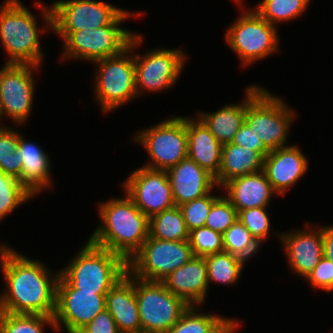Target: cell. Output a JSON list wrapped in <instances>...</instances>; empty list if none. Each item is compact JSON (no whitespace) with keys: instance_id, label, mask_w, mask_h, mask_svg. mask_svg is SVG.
<instances>
[{"instance_id":"obj_36","label":"cell","mask_w":333,"mask_h":333,"mask_svg":"<svg viewBox=\"0 0 333 333\" xmlns=\"http://www.w3.org/2000/svg\"><path fill=\"white\" fill-rule=\"evenodd\" d=\"M211 193L179 206L189 232L205 225L212 204L219 198Z\"/></svg>"},{"instance_id":"obj_27","label":"cell","mask_w":333,"mask_h":333,"mask_svg":"<svg viewBox=\"0 0 333 333\" xmlns=\"http://www.w3.org/2000/svg\"><path fill=\"white\" fill-rule=\"evenodd\" d=\"M200 306H189L166 333H224L236 320L199 313Z\"/></svg>"},{"instance_id":"obj_24","label":"cell","mask_w":333,"mask_h":333,"mask_svg":"<svg viewBox=\"0 0 333 333\" xmlns=\"http://www.w3.org/2000/svg\"><path fill=\"white\" fill-rule=\"evenodd\" d=\"M263 89L258 85L247 86L245 99L239 104H229L216 112L198 113V119L222 144L230 143L240 126L244 123L247 104Z\"/></svg>"},{"instance_id":"obj_20","label":"cell","mask_w":333,"mask_h":333,"mask_svg":"<svg viewBox=\"0 0 333 333\" xmlns=\"http://www.w3.org/2000/svg\"><path fill=\"white\" fill-rule=\"evenodd\" d=\"M161 282L172 294L181 297L189 306L202 305L209 287L205 257L194 256Z\"/></svg>"},{"instance_id":"obj_10","label":"cell","mask_w":333,"mask_h":333,"mask_svg":"<svg viewBox=\"0 0 333 333\" xmlns=\"http://www.w3.org/2000/svg\"><path fill=\"white\" fill-rule=\"evenodd\" d=\"M193 257L189 240L170 241L149 236L127 262V271L142 280L161 282Z\"/></svg>"},{"instance_id":"obj_12","label":"cell","mask_w":333,"mask_h":333,"mask_svg":"<svg viewBox=\"0 0 333 333\" xmlns=\"http://www.w3.org/2000/svg\"><path fill=\"white\" fill-rule=\"evenodd\" d=\"M108 292H87L75 289L61 274L56 286L54 322L56 331L78 333L105 307ZM62 324V325H61Z\"/></svg>"},{"instance_id":"obj_41","label":"cell","mask_w":333,"mask_h":333,"mask_svg":"<svg viewBox=\"0 0 333 333\" xmlns=\"http://www.w3.org/2000/svg\"><path fill=\"white\" fill-rule=\"evenodd\" d=\"M78 333H120L114 318L107 309L100 312Z\"/></svg>"},{"instance_id":"obj_23","label":"cell","mask_w":333,"mask_h":333,"mask_svg":"<svg viewBox=\"0 0 333 333\" xmlns=\"http://www.w3.org/2000/svg\"><path fill=\"white\" fill-rule=\"evenodd\" d=\"M22 158L20 184L33 196L51 185V161L48 154L37 144L25 140L19 133L15 151Z\"/></svg>"},{"instance_id":"obj_43","label":"cell","mask_w":333,"mask_h":333,"mask_svg":"<svg viewBox=\"0 0 333 333\" xmlns=\"http://www.w3.org/2000/svg\"><path fill=\"white\" fill-rule=\"evenodd\" d=\"M239 326V322L235 321L224 333H234Z\"/></svg>"},{"instance_id":"obj_17","label":"cell","mask_w":333,"mask_h":333,"mask_svg":"<svg viewBox=\"0 0 333 333\" xmlns=\"http://www.w3.org/2000/svg\"><path fill=\"white\" fill-rule=\"evenodd\" d=\"M308 169V159L295 145L271 150L264 158L263 172L278 195L286 196Z\"/></svg>"},{"instance_id":"obj_21","label":"cell","mask_w":333,"mask_h":333,"mask_svg":"<svg viewBox=\"0 0 333 333\" xmlns=\"http://www.w3.org/2000/svg\"><path fill=\"white\" fill-rule=\"evenodd\" d=\"M105 307L120 333H142L135 295V277L128 271L106 294Z\"/></svg>"},{"instance_id":"obj_8","label":"cell","mask_w":333,"mask_h":333,"mask_svg":"<svg viewBox=\"0 0 333 333\" xmlns=\"http://www.w3.org/2000/svg\"><path fill=\"white\" fill-rule=\"evenodd\" d=\"M295 119L285 101L263 88L246 106L244 123L271 151L286 144Z\"/></svg>"},{"instance_id":"obj_42","label":"cell","mask_w":333,"mask_h":333,"mask_svg":"<svg viewBox=\"0 0 333 333\" xmlns=\"http://www.w3.org/2000/svg\"><path fill=\"white\" fill-rule=\"evenodd\" d=\"M323 256L333 262V224L322 227Z\"/></svg>"},{"instance_id":"obj_4","label":"cell","mask_w":333,"mask_h":333,"mask_svg":"<svg viewBox=\"0 0 333 333\" xmlns=\"http://www.w3.org/2000/svg\"><path fill=\"white\" fill-rule=\"evenodd\" d=\"M75 258L59 272L75 288L108 292L127 272V262L118 254L87 240Z\"/></svg>"},{"instance_id":"obj_13","label":"cell","mask_w":333,"mask_h":333,"mask_svg":"<svg viewBox=\"0 0 333 333\" xmlns=\"http://www.w3.org/2000/svg\"><path fill=\"white\" fill-rule=\"evenodd\" d=\"M185 61L183 49L158 48L144 53V56L134 54L137 95L140 96L142 90L160 92L174 86Z\"/></svg>"},{"instance_id":"obj_30","label":"cell","mask_w":333,"mask_h":333,"mask_svg":"<svg viewBox=\"0 0 333 333\" xmlns=\"http://www.w3.org/2000/svg\"><path fill=\"white\" fill-rule=\"evenodd\" d=\"M312 0H262L253 8L271 25L301 17Z\"/></svg>"},{"instance_id":"obj_18","label":"cell","mask_w":333,"mask_h":333,"mask_svg":"<svg viewBox=\"0 0 333 333\" xmlns=\"http://www.w3.org/2000/svg\"><path fill=\"white\" fill-rule=\"evenodd\" d=\"M311 229L304 231L295 229L283 234L278 232L290 269L305 279L323 257L322 227Z\"/></svg>"},{"instance_id":"obj_6","label":"cell","mask_w":333,"mask_h":333,"mask_svg":"<svg viewBox=\"0 0 333 333\" xmlns=\"http://www.w3.org/2000/svg\"><path fill=\"white\" fill-rule=\"evenodd\" d=\"M137 14L124 10L110 25L74 32H55L64 41L63 59L95 62L122 53L129 47L135 33L119 25Z\"/></svg>"},{"instance_id":"obj_39","label":"cell","mask_w":333,"mask_h":333,"mask_svg":"<svg viewBox=\"0 0 333 333\" xmlns=\"http://www.w3.org/2000/svg\"><path fill=\"white\" fill-rule=\"evenodd\" d=\"M305 280L314 288L333 291V262L323 256Z\"/></svg>"},{"instance_id":"obj_35","label":"cell","mask_w":333,"mask_h":333,"mask_svg":"<svg viewBox=\"0 0 333 333\" xmlns=\"http://www.w3.org/2000/svg\"><path fill=\"white\" fill-rule=\"evenodd\" d=\"M189 241L196 257L223 252V235L203 226L189 232Z\"/></svg>"},{"instance_id":"obj_7","label":"cell","mask_w":333,"mask_h":333,"mask_svg":"<svg viewBox=\"0 0 333 333\" xmlns=\"http://www.w3.org/2000/svg\"><path fill=\"white\" fill-rule=\"evenodd\" d=\"M244 11L225 34L227 44L240 58L242 67L279 51L278 27L271 25L252 8Z\"/></svg>"},{"instance_id":"obj_34","label":"cell","mask_w":333,"mask_h":333,"mask_svg":"<svg viewBox=\"0 0 333 333\" xmlns=\"http://www.w3.org/2000/svg\"><path fill=\"white\" fill-rule=\"evenodd\" d=\"M32 198L17 178L0 171V221Z\"/></svg>"},{"instance_id":"obj_31","label":"cell","mask_w":333,"mask_h":333,"mask_svg":"<svg viewBox=\"0 0 333 333\" xmlns=\"http://www.w3.org/2000/svg\"><path fill=\"white\" fill-rule=\"evenodd\" d=\"M261 244L238 219L223 233V250L248 261Z\"/></svg>"},{"instance_id":"obj_29","label":"cell","mask_w":333,"mask_h":333,"mask_svg":"<svg viewBox=\"0 0 333 333\" xmlns=\"http://www.w3.org/2000/svg\"><path fill=\"white\" fill-rule=\"evenodd\" d=\"M208 283L233 285L242 274L245 261L228 252H220L205 257ZM211 281V282H210Z\"/></svg>"},{"instance_id":"obj_15","label":"cell","mask_w":333,"mask_h":333,"mask_svg":"<svg viewBox=\"0 0 333 333\" xmlns=\"http://www.w3.org/2000/svg\"><path fill=\"white\" fill-rule=\"evenodd\" d=\"M51 8L53 32L101 28L110 25L124 11L97 0H58Z\"/></svg>"},{"instance_id":"obj_37","label":"cell","mask_w":333,"mask_h":333,"mask_svg":"<svg viewBox=\"0 0 333 333\" xmlns=\"http://www.w3.org/2000/svg\"><path fill=\"white\" fill-rule=\"evenodd\" d=\"M237 217V210L223 195L212 204L204 226L223 235V233L237 220Z\"/></svg>"},{"instance_id":"obj_33","label":"cell","mask_w":333,"mask_h":333,"mask_svg":"<svg viewBox=\"0 0 333 333\" xmlns=\"http://www.w3.org/2000/svg\"><path fill=\"white\" fill-rule=\"evenodd\" d=\"M18 140V131L0 126V171L21 181L22 158L15 152Z\"/></svg>"},{"instance_id":"obj_26","label":"cell","mask_w":333,"mask_h":333,"mask_svg":"<svg viewBox=\"0 0 333 333\" xmlns=\"http://www.w3.org/2000/svg\"><path fill=\"white\" fill-rule=\"evenodd\" d=\"M264 157L257 151L233 143L222 147L221 165L215 182L222 187L229 180L263 170Z\"/></svg>"},{"instance_id":"obj_32","label":"cell","mask_w":333,"mask_h":333,"mask_svg":"<svg viewBox=\"0 0 333 333\" xmlns=\"http://www.w3.org/2000/svg\"><path fill=\"white\" fill-rule=\"evenodd\" d=\"M45 325L56 331L53 316L0 311V333H44Z\"/></svg>"},{"instance_id":"obj_44","label":"cell","mask_w":333,"mask_h":333,"mask_svg":"<svg viewBox=\"0 0 333 333\" xmlns=\"http://www.w3.org/2000/svg\"><path fill=\"white\" fill-rule=\"evenodd\" d=\"M238 5L242 3V0H234Z\"/></svg>"},{"instance_id":"obj_19","label":"cell","mask_w":333,"mask_h":333,"mask_svg":"<svg viewBox=\"0 0 333 333\" xmlns=\"http://www.w3.org/2000/svg\"><path fill=\"white\" fill-rule=\"evenodd\" d=\"M166 172L176 206L200 198L218 187L215 177L188 156Z\"/></svg>"},{"instance_id":"obj_28","label":"cell","mask_w":333,"mask_h":333,"mask_svg":"<svg viewBox=\"0 0 333 333\" xmlns=\"http://www.w3.org/2000/svg\"><path fill=\"white\" fill-rule=\"evenodd\" d=\"M149 236L160 240H189V231L180 207L174 206L152 216L149 223Z\"/></svg>"},{"instance_id":"obj_5","label":"cell","mask_w":333,"mask_h":333,"mask_svg":"<svg viewBox=\"0 0 333 333\" xmlns=\"http://www.w3.org/2000/svg\"><path fill=\"white\" fill-rule=\"evenodd\" d=\"M142 36L135 34L119 55L95 61V99L103 112H111L117 107L137 98L134 50L142 43Z\"/></svg>"},{"instance_id":"obj_25","label":"cell","mask_w":333,"mask_h":333,"mask_svg":"<svg viewBox=\"0 0 333 333\" xmlns=\"http://www.w3.org/2000/svg\"><path fill=\"white\" fill-rule=\"evenodd\" d=\"M188 157L216 177L221 165L223 145L199 120L187 118Z\"/></svg>"},{"instance_id":"obj_14","label":"cell","mask_w":333,"mask_h":333,"mask_svg":"<svg viewBox=\"0 0 333 333\" xmlns=\"http://www.w3.org/2000/svg\"><path fill=\"white\" fill-rule=\"evenodd\" d=\"M36 70L40 69L35 65H3L0 70V120L5 115L18 125L26 122L33 105L35 80L32 72Z\"/></svg>"},{"instance_id":"obj_22","label":"cell","mask_w":333,"mask_h":333,"mask_svg":"<svg viewBox=\"0 0 333 333\" xmlns=\"http://www.w3.org/2000/svg\"><path fill=\"white\" fill-rule=\"evenodd\" d=\"M221 188L227 191L225 197L231 202L237 213L244 209L267 207L271 197L274 194L277 195L263 170L235 177Z\"/></svg>"},{"instance_id":"obj_1","label":"cell","mask_w":333,"mask_h":333,"mask_svg":"<svg viewBox=\"0 0 333 333\" xmlns=\"http://www.w3.org/2000/svg\"><path fill=\"white\" fill-rule=\"evenodd\" d=\"M1 271L6 284L0 293V311L54 316L60 272L52 273L39 260L0 246Z\"/></svg>"},{"instance_id":"obj_40","label":"cell","mask_w":333,"mask_h":333,"mask_svg":"<svg viewBox=\"0 0 333 333\" xmlns=\"http://www.w3.org/2000/svg\"><path fill=\"white\" fill-rule=\"evenodd\" d=\"M231 143L251 148V150L259 152L264 158L270 152L260 138H257V136L245 123L240 126Z\"/></svg>"},{"instance_id":"obj_11","label":"cell","mask_w":333,"mask_h":333,"mask_svg":"<svg viewBox=\"0 0 333 333\" xmlns=\"http://www.w3.org/2000/svg\"><path fill=\"white\" fill-rule=\"evenodd\" d=\"M135 295L142 333H166L189 307L159 281L135 277Z\"/></svg>"},{"instance_id":"obj_3","label":"cell","mask_w":333,"mask_h":333,"mask_svg":"<svg viewBox=\"0 0 333 333\" xmlns=\"http://www.w3.org/2000/svg\"><path fill=\"white\" fill-rule=\"evenodd\" d=\"M43 12L44 28L38 27L32 12L19 0H6L0 6V41L9 55L6 64L40 67L44 59L39 34L52 31V8L41 1L35 3ZM46 26V27H45ZM39 31V32H38Z\"/></svg>"},{"instance_id":"obj_16","label":"cell","mask_w":333,"mask_h":333,"mask_svg":"<svg viewBox=\"0 0 333 333\" xmlns=\"http://www.w3.org/2000/svg\"><path fill=\"white\" fill-rule=\"evenodd\" d=\"M124 193L149 219L175 205L166 171L138 168L123 183Z\"/></svg>"},{"instance_id":"obj_2","label":"cell","mask_w":333,"mask_h":333,"mask_svg":"<svg viewBox=\"0 0 333 333\" xmlns=\"http://www.w3.org/2000/svg\"><path fill=\"white\" fill-rule=\"evenodd\" d=\"M98 208L102 223L88 240L128 262L149 237L150 219L126 193L123 198H112Z\"/></svg>"},{"instance_id":"obj_38","label":"cell","mask_w":333,"mask_h":333,"mask_svg":"<svg viewBox=\"0 0 333 333\" xmlns=\"http://www.w3.org/2000/svg\"><path fill=\"white\" fill-rule=\"evenodd\" d=\"M237 219L244 224L261 245L268 238L271 226L267 207L244 209L238 212Z\"/></svg>"},{"instance_id":"obj_9","label":"cell","mask_w":333,"mask_h":333,"mask_svg":"<svg viewBox=\"0 0 333 333\" xmlns=\"http://www.w3.org/2000/svg\"><path fill=\"white\" fill-rule=\"evenodd\" d=\"M149 154L143 167L167 171L188 156L187 117H172L137 132L134 136Z\"/></svg>"}]
</instances>
